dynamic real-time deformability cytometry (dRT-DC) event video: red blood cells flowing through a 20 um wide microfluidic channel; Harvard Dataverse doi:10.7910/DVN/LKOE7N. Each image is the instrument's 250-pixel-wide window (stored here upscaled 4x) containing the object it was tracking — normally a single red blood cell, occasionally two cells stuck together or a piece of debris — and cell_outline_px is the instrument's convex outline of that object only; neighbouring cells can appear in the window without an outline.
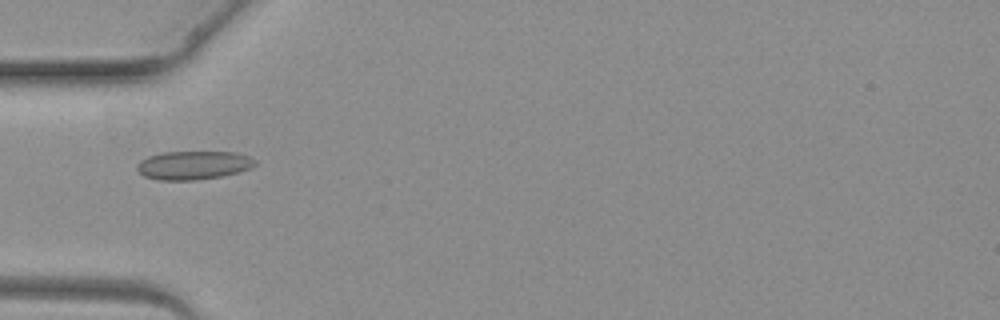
{"species": "common noctule bat (a hibernating species)", "species_latin": "Nyctalus noctula", "temperature_condition": "warm", "stored_images_in_passage": 4, "camera_frame_rate_fps": 3000, "um_per_image_px": 0.085, "animal": {"sex": "female", "body_mass_g": 19.3, "forearm_length_mm": 54.1}, "frame": {"image": 1, "passage_image": 4, "time_ms": 4.0, "image_size_px": [1000, 320], "cell_outline_px": [[256, 164], [252, 168], [220, 176], [192, 180], [160, 180], [144, 176], [136, 168], [136, 164], [140, 160], [148, 156], [164, 152], [236, 152], [248, 156], [256, 160]], "centroid_in_image_um": [16.42, 14.03], "position_along_channel_um": 68.6, "area_um2": 19.54}}